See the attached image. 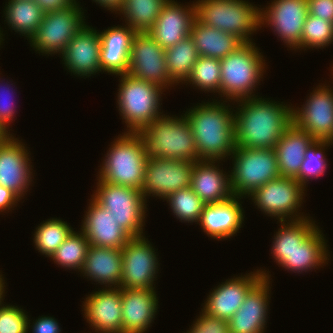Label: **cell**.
I'll return each instance as SVG.
<instances>
[{
  "label": "cell",
  "mask_w": 333,
  "mask_h": 333,
  "mask_svg": "<svg viewBox=\"0 0 333 333\" xmlns=\"http://www.w3.org/2000/svg\"><path fill=\"white\" fill-rule=\"evenodd\" d=\"M235 145L237 148L274 149L293 122V107L270 99L252 97L235 101Z\"/></svg>",
  "instance_id": "obj_1"
},
{
  "label": "cell",
  "mask_w": 333,
  "mask_h": 333,
  "mask_svg": "<svg viewBox=\"0 0 333 333\" xmlns=\"http://www.w3.org/2000/svg\"><path fill=\"white\" fill-rule=\"evenodd\" d=\"M310 218L279 221L281 226L274 235L271 254L287 271L307 272L324 266L329 260L327 240Z\"/></svg>",
  "instance_id": "obj_2"
},
{
  "label": "cell",
  "mask_w": 333,
  "mask_h": 333,
  "mask_svg": "<svg viewBox=\"0 0 333 333\" xmlns=\"http://www.w3.org/2000/svg\"><path fill=\"white\" fill-rule=\"evenodd\" d=\"M226 103L216 99L199 103L184 114L193 131L200 160L222 161L235 151L233 111L236 110Z\"/></svg>",
  "instance_id": "obj_3"
},
{
  "label": "cell",
  "mask_w": 333,
  "mask_h": 333,
  "mask_svg": "<svg viewBox=\"0 0 333 333\" xmlns=\"http://www.w3.org/2000/svg\"><path fill=\"white\" fill-rule=\"evenodd\" d=\"M137 133L143 141L147 159L200 161L193 131L184 115L162 114Z\"/></svg>",
  "instance_id": "obj_4"
},
{
  "label": "cell",
  "mask_w": 333,
  "mask_h": 333,
  "mask_svg": "<svg viewBox=\"0 0 333 333\" xmlns=\"http://www.w3.org/2000/svg\"><path fill=\"white\" fill-rule=\"evenodd\" d=\"M253 42H244L221 61L220 97L239 101L256 96V86L265 72V60ZM223 95V96H222Z\"/></svg>",
  "instance_id": "obj_5"
},
{
  "label": "cell",
  "mask_w": 333,
  "mask_h": 333,
  "mask_svg": "<svg viewBox=\"0 0 333 333\" xmlns=\"http://www.w3.org/2000/svg\"><path fill=\"white\" fill-rule=\"evenodd\" d=\"M118 136L100 165L97 179L141 191L148 160L143 141L138 133L124 132Z\"/></svg>",
  "instance_id": "obj_6"
},
{
  "label": "cell",
  "mask_w": 333,
  "mask_h": 333,
  "mask_svg": "<svg viewBox=\"0 0 333 333\" xmlns=\"http://www.w3.org/2000/svg\"><path fill=\"white\" fill-rule=\"evenodd\" d=\"M195 18L206 26L231 33L243 42L251 37L260 25V9L246 0H198Z\"/></svg>",
  "instance_id": "obj_7"
},
{
  "label": "cell",
  "mask_w": 333,
  "mask_h": 333,
  "mask_svg": "<svg viewBox=\"0 0 333 333\" xmlns=\"http://www.w3.org/2000/svg\"><path fill=\"white\" fill-rule=\"evenodd\" d=\"M118 77L121 78L117 95L120 116L126 123V132L137 133L162 115L159 108L163 88L128 73Z\"/></svg>",
  "instance_id": "obj_8"
},
{
  "label": "cell",
  "mask_w": 333,
  "mask_h": 333,
  "mask_svg": "<svg viewBox=\"0 0 333 333\" xmlns=\"http://www.w3.org/2000/svg\"><path fill=\"white\" fill-rule=\"evenodd\" d=\"M230 187L233 196H250L280 176L275 149L235 148L231 154Z\"/></svg>",
  "instance_id": "obj_9"
},
{
  "label": "cell",
  "mask_w": 333,
  "mask_h": 333,
  "mask_svg": "<svg viewBox=\"0 0 333 333\" xmlns=\"http://www.w3.org/2000/svg\"><path fill=\"white\" fill-rule=\"evenodd\" d=\"M97 189L91 197L111 212L117 225L132 238L143 236L147 202L140 190L110 184L97 179Z\"/></svg>",
  "instance_id": "obj_10"
},
{
  "label": "cell",
  "mask_w": 333,
  "mask_h": 333,
  "mask_svg": "<svg viewBox=\"0 0 333 333\" xmlns=\"http://www.w3.org/2000/svg\"><path fill=\"white\" fill-rule=\"evenodd\" d=\"M82 11L78 2L68 8L45 13L41 24L29 39L30 46L41 55H61L70 40L86 24Z\"/></svg>",
  "instance_id": "obj_11"
},
{
  "label": "cell",
  "mask_w": 333,
  "mask_h": 333,
  "mask_svg": "<svg viewBox=\"0 0 333 333\" xmlns=\"http://www.w3.org/2000/svg\"><path fill=\"white\" fill-rule=\"evenodd\" d=\"M304 191L305 188L295 178L279 176L260 186L248 197L266 215L276 217L279 221H289L309 218L298 213L304 202Z\"/></svg>",
  "instance_id": "obj_12"
},
{
  "label": "cell",
  "mask_w": 333,
  "mask_h": 333,
  "mask_svg": "<svg viewBox=\"0 0 333 333\" xmlns=\"http://www.w3.org/2000/svg\"><path fill=\"white\" fill-rule=\"evenodd\" d=\"M149 242L144 235L133 237L121 249V288L156 289L154 281L160 264Z\"/></svg>",
  "instance_id": "obj_13"
},
{
  "label": "cell",
  "mask_w": 333,
  "mask_h": 333,
  "mask_svg": "<svg viewBox=\"0 0 333 333\" xmlns=\"http://www.w3.org/2000/svg\"><path fill=\"white\" fill-rule=\"evenodd\" d=\"M128 74L167 89L171 80L165 62V49L147 32H137L131 44Z\"/></svg>",
  "instance_id": "obj_14"
},
{
  "label": "cell",
  "mask_w": 333,
  "mask_h": 333,
  "mask_svg": "<svg viewBox=\"0 0 333 333\" xmlns=\"http://www.w3.org/2000/svg\"><path fill=\"white\" fill-rule=\"evenodd\" d=\"M195 162L168 158L148 159L141 189L147 196L165 199L171 193L190 187Z\"/></svg>",
  "instance_id": "obj_15"
},
{
  "label": "cell",
  "mask_w": 333,
  "mask_h": 333,
  "mask_svg": "<svg viewBox=\"0 0 333 333\" xmlns=\"http://www.w3.org/2000/svg\"><path fill=\"white\" fill-rule=\"evenodd\" d=\"M260 9V25H269L275 35L294 50L302 49V32L309 14L307 0H273Z\"/></svg>",
  "instance_id": "obj_16"
},
{
  "label": "cell",
  "mask_w": 333,
  "mask_h": 333,
  "mask_svg": "<svg viewBox=\"0 0 333 333\" xmlns=\"http://www.w3.org/2000/svg\"><path fill=\"white\" fill-rule=\"evenodd\" d=\"M325 85L314 88L301 108H293V122L315 140L333 142V88Z\"/></svg>",
  "instance_id": "obj_17"
},
{
  "label": "cell",
  "mask_w": 333,
  "mask_h": 333,
  "mask_svg": "<svg viewBox=\"0 0 333 333\" xmlns=\"http://www.w3.org/2000/svg\"><path fill=\"white\" fill-rule=\"evenodd\" d=\"M258 271L263 277L249 290L241 307L228 320L230 333L265 332L271 298L269 296L271 275L266 270Z\"/></svg>",
  "instance_id": "obj_18"
},
{
  "label": "cell",
  "mask_w": 333,
  "mask_h": 333,
  "mask_svg": "<svg viewBox=\"0 0 333 333\" xmlns=\"http://www.w3.org/2000/svg\"><path fill=\"white\" fill-rule=\"evenodd\" d=\"M24 145L12 134L0 142V185L11 189L22 199L34 176L30 153Z\"/></svg>",
  "instance_id": "obj_19"
},
{
  "label": "cell",
  "mask_w": 333,
  "mask_h": 333,
  "mask_svg": "<svg viewBox=\"0 0 333 333\" xmlns=\"http://www.w3.org/2000/svg\"><path fill=\"white\" fill-rule=\"evenodd\" d=\"M84 317L97 333H123L121 287L92 292L83 301Z\"/></svg>",
  "instance_id": "obj_20"
},
{
  "label": "cell",
  "mask_w": 333,
  "mask_h": 333,
  "mask_svg": "<svg viewBox=\"0 0 333 333\" xmlns=\"http://www.w3.org/2000/svg\"><path fill=\"white\" fill-rule=\"evenodd\" d=\"M98 32L95 28L85 24L67 44L61 58L71 74L87 78L102 72L101 41Z\"/></svg>",
  "instance_id": "obj_21"
},
{
  "label": "cell",
  "mask_w": 333,
  "mask_h": 333,
  "mask_svg": "<svg viewBox=\"0 0 333 333\" xmlns=\"http://www.w3.org/2000/svg\"><path fill=\"white\" fill-rule=\"evenodd\" d=\"M257 270L227 279L213 288L201 311L212 317L229 320L241 307L249 290L262 278Z\"/></svg>",
  "instance_id": "obj_22"
},
{
  "label": "cell",
  "mask_w": 333,
  "mask_h": 333,
  "mask_svg": "<svg viewBox=\"0 0 333 333\" xmlns=\"http://www.w3.org/2000/svg\"><path fill=\"white\" fill-rule=\"evenodd\" d=\"M194 19V2L183 6L175 0H169L147 33L166 49L190 36Z\"/></svg>",
  "instance_id": "obj_23"
},
{
  "label": "cell",
  "mask_w": 333,
  "mask_h": 333,
  "mask_svg": "<svg viewBox=\"0 0 333 333\" xmlns=\"http://www.w3.org/2000/svg\"><path fill=\"white\" fill-rule=\"evenodd\" d=\"M90 202L80 228L89 244L122 249L132 237L117 225L111 212L99 205L93 198L90 199Z\"/></svg>",
  "instance_id": "obj_24"
},
{
  "label": "cell",
  "mask_w": 333,
  "mask_h": 333,
  "mask_svg": "<svg viewBox=\"0 0 333 333\" xmlns=\"http://www.w3.org/2000/svg\"><path fill=\"white\" fill-rule=\"evenodd\" d=\"M123 333H144L155 319V289L121 288Z\"/></svg>",
  "instance_id": "obj_25"
},
{
  "label": "cell",
  "mask_w": 333,
  "mask_h": 333,
  "mask_svg": "<svg viewBox=\"0 0 333 333\" xmlns=\"http://www.w3.org/2000/svg\"><path fill=\"white\" fill-rule=\"evenodd\" d=\"M243 197L232 196L224 202L205 204L199 220L204 233L211 238L226 239L233 237L242 226L244 210L241 205Z\"/></svg>",
  "instance_id": "obj_26"
},
{
  "label": "cell",
  "mask_w": 333,
  "mask_h": 333,
  "mask_svg": "<svg viewBox=\"0 0 333 333\" xmlns=\"http://www.w3.org/2000/svg\"><path fill=\"white\" fill-rule=\"evenodd\" d=\"M98 33L101 41L102 71L116 76L127 73L131 44L137 32L127 25H119Z\"/></svg>",
  "instance_id": "obj_27"
},
{
  "label": "cell",
  "mask_w": 333,
  "mask_h": 333,
  "mask_svg": "<svg viewBox=\"0 0 333 333\" xmlns=\"http://www.w3.org/2000/svg\"><path fill=\"white\" fill-rule=\"evenodd\" d=\"M219 163V161L200 160L194 164L190 188L205 204L224 202L233 196L230 174L223 173Z\"/></svg>",
  "instance_id": "obj_28"
},
{
  "label": "cell",
  "mask_w": 333,
  "mask_h": 333,
  "mask_svg": "<svg viewBox=\"0 0 333 333\" xmlns=\"http://www.w3.org/2000/svg\"><path fill=\"white\" fill-rule=\"evenodd\" d=\"M89 280L106 288L120 287L122 277L121 249L89 245L85 262L80 271Z\"/></svg>",
  "instance_id": "obj_29"
},
{
  "label": "cell",
  "mask_w": 333,
  "mask_h": 333,
  "mask_svg": "<svg viewBox=\"0 0 333 333\" xmlns=\"http://www.w3.org/2000/svg\"><path fill=\"white\" fill-rule=\"evenodd\" d=\"M314 141L309 133L292 122L274 148L280 176L295 178L298 181L305 152Z\"/></svg>",
  "instance_id": "obj_30"
},
{
  "label": "cell",
  "mask_w": 333,
  "mask_h": 333,
  "mask_svg": "<svg viewBox=\"0 0 333 333\" xmlns=\"http://www.w3.org/2000/svg\"><path fill=\"white\" fill-rule=\"evenodd\" d=\"M190 37L199 56L222 59L235 51L244 42L237 36L214 27H209L194 19Z\"/></svg>",
  "instance_id": "obj_31"
},
{
  "label": "cell",
  "mask_w": 333,
  "mask_h": 333,
  "mask_svg": "<svg viewBox=\"0 0 333 333\" xmlns=\"http://www.w3.org/2000/svg\"><path fill=\"white\" fill-rule=\"evenodd\" d=\"M3 12L9 29L28 39L36 32L45 14L35 0H8Z\"/></svg>",
  "instance_id": "obj_32"
},
{
  "label": "cell",
  "mask_w": 333,
  "mask_h": 333,
  "mask_svg": "<svg viewBox=\"0 0 333 333\" xmlns=\"http://www.w3.org/2000/svg\"><path fill=\"white\" fill-rule=\"evenodd\" d=\"M198 57L196 46L190 36L165 49V62L175 85L180 82L184 84Z\"/></svg>",
  "instance_id": "obj_33"
},
{
  "label": "cell",
  "mask_w": 333,
  "mask_h": 333,
  "mask_svg": "<svg viewBox=\"0 0 333 333\" xmlns=\"http://www.w3.org/2000/svg\"><path fill=\"white\" fill-rule=\"evenodd\" d=\"M169 0H124L119 11L125 25L136 32H148Z\"/></svg>",
  "instance_id": "obj_34"
},
{
  "label": "cell",
  "mask_w": 333,
  "mask_h": 333,
  "mask_svg": "<svg viewBox=\"0 0 333 333\" xmlns=\"http://www.w3.org/2000/svg\"><path fill=\"white\" fill-rule=\"evenodd\" d=\"M73 228L62 219L52 218L40 223L34 232L35 249L40 253L51 257L57 248L72 233Z\"/></svg>",
  "instance_id": "obj_35"
},
{
  "label": "cell",
  "mask_w": 333,
  "mask_h": 333,
  "mask_svg": "<svg viewBox=\"0 0 333 333\" xmlns=\"http://www.w3.org/2000/svg\"><path fill=\"white\" fill-rule=\"evenodd\" d=\"M89 245L82 231L76 232L73 230L50 258L58 266L69 270L77 269L79 272L85 262Z\"/></svg>",
  "instance_id": "obj_36"
},
{
  "label": "cell",
  "mask_w": 333,
  "mask_h": 333,
  "mask_svg": "<svg viewBox=\"0 0 333 333\" xmlns=\"http://www.w3.org/2000/svg\"><path fill=\"white\" fill-rule=\"evenodd\" d=\"M221 61L218 58L199 56L184 83H189L206 92L220 95Z\"/></svg>",
  "instance_id": "obj_37"
},
{
  "label": "cell",
  "mask_w": 333,
  "mask_h": 333,
  "mask_svg": "<svg viewBox=\"0 0 333 333\" xmlns=\"http://www.w3.org/2000/svg\"><path fill=\"white\" fill-rule=\"evenodd\" d=\"M164 200L169 203L172 213L182 222L199 223L205 203L190 188H183L168 195Z\"/></svg>",
  "instance_id": "obj_38"
},
{
  "label": "cell",
  "mask_w": 333,
  "mask_h": 333,
  "mask_svg": "<svg viewBox=\"0 0 333 333\" xmlns=\"http://www.w3.org/2000/svg\"><path fill=\"white\" fill-rule=\"evenodd\" d=\"M330 145H333L331 140H315L306 150L298 173V182L305 189L310 179H318L326 172L327 161L324 154L325 148Z\"/></svg>",
  "instance_id": "obj_39"
},
{
  "label": "cell",
  "mask_w": 333,
  "mask_h": 333,
  "mask_svg": "<svg viewBox=\"0 0 333 333\" xmlns=\"http://www.w3.org/2000/svg\"><path fill=\"white\" fill-rule=\"evenodd\" d=\"M332 42L333 23L308 14L302 32V49H321Z\"/></svg>",
  "instance_id": "obj_40"
},
{
  "label": "cell",
  "mask_w": 333,
  "mask_h": 333,
  "mask_svg": "<svg viewBox=\"0 0 333 333\" xmlns=\"http://www.w3.org/2000/svg\"><path fill=\"white\" fill-rule=\"evenodd\" d=\"M0 304V333H28L30 318L23 308Z\"/></svg>",
  "instance_id": "obj_41"
},
{
  "label": "cell",
  "mask_w": 333,
  "mask_h": 333,
  "mask_svg": "<svg viewBox=\"0 0 333 333\" xmlns=\"http://www.w3.org/2000/svg\"><path fill=\"white\" fill-rule=\"evenodd\" d=\"M192 325L187 333H230L228 320L209 316L204 311Z\"/></svg>",
  "instance_id": "obj_42"
},
{
  "label": "cell",
  "mask_w": 333,
  "mask_h": 333,
  "mask_svg": "<svg viewBox=\"0 0 333 333\" xmlns=\"http://www.w3.org/2000/svg\"><path fill=\"white\" fill-rule=\"evenodd\" d=\"M0 84H1V86H0V91H1L0 92V128L3 131H5L8 135H10V130L8 129L9 125H10L9 123H11L13 121V118L15 117V112H17V111H15V109H14L15 108L14 101H13V103L11 101L13 99L10 98L11 94L9 93V91L12 90V89H9L10 85L8 86L7 82H6V85L3 84L4 86L2 85V82ZM11 93H13V91ZM9 99H11V100H9Z\"/></svg>",
  "instance_id": "obj_43"
},
{
  "label": "cell",
  "mask_w": 333,
  "mask_h": 333,
  "mask_svg": "<svg viewBox=\"0 0 333 333\" xmlns=\"http://www.w3.org/2000/svg\"><path fill=\"white\" fill-rule=\"evenodd\" d=\"M309 15L333 23V0H307Z\"/></svg>",
  "instance_id": "obj_44"
},
{
  "label": "cell",
  "mask_w": 333,
  "mask_h": 333,
  "mask_svg": "<svg viewBox=\"0 0 333 333\" xmlns=\"http://www.w3.org/2000/svg\"><path fill=\"white\" fill-rule=\"evenodd\" d=\"M32 333H60L61 328L57 320L49 316H41L40 318L33 321Z\"/></svg>",
  "instance_id": "obj_45"
},
{
  "label": "cell",
  "mask_w": 333,
  "mask_h": 333,
  "mask_svg": "<svg viewBox=\"0 0 333 333\" xmlns=\"http://www.w3.org/2000/svg\"><path fill=\"white\" fill-rule=\"evenodd\" d=\"M21 199L11 189L0 185V213L11 211V208H14Z\"/></svg>",
  "instance_id": "obj_46"
},
{
  "label": "cell",
  "mask_w": 333,
  "mask_h": 333,
  "mask_svg": "<svg viewBox=\"0 0 333 333\" xmlns=\"http://www.w3.org/2000/svg\"><path fill=\"white\" fill-rule=\"evenodd\" d=\"M35 2L45 13L68 8L77 3L76 0H35Z\"/></svg>",
  "instance_id": "obj_47"
},
{
  "label": "cell",
  "mask_w": 333,
  "mask_h": 333,
  "mask_svg": "<svg viewBox=\"0 0 333 333\" xmlns=\"http://www.w3.org/2000/svg\"><path fill=\"white\" fill-rule=\"evenodd\" d=\"M96 4H100V6L110 10L111 12L119 13L124 0H93ZM118 11V12H117Z\"/></svg>",
  "instance_id": "obj_48"
},
{
  "label": "cell",
  "mask_w": 333,
  "mask_h": 333,
  "mask_svg": "<svg viewBox=\"0 0 333 333\" xmlns=\"http://www.w3.org/2000/svg\"><path fill=\"white\" fill-rule=\"evenodd\" d=\"M1 273V272H0ZM4 278L2 277V273L0 274V304L3 302V300L5 299V282H4Z\"/></svg>",
  "instance_id": "obj_49"
},
{
  "label": "cell",
  "mask_w": 333,
  "mask_h": 333,
  "mask_svg": "<svg viewBox=\"0 0 333 333\" xmlns=\"http://www.w3.org/2000/svg\"><path fill=\"white\" fill-rule=\"evenodd\" d=\"M7 136L8 134L0 128V142Z\"/></svg>",
  "instance_id": "obj_50"
},
{
  "label": "cell",
  "mask_w": 333,
  "mask_h": 333,
  "mask_svg": "<svg viewBox=\"0 0 333 333\" xmlns=\"http://www.w3.org/2000/svg\"><path fill=\"white\" fill-rule=\"evenodd\" d=\"M3 31H1V28H0V46H1V43H3L2 41H4V39L2 38L4 36V34H2Z\"/></svg>",
  "instance_id": "obj_51"
}]
</instances>
